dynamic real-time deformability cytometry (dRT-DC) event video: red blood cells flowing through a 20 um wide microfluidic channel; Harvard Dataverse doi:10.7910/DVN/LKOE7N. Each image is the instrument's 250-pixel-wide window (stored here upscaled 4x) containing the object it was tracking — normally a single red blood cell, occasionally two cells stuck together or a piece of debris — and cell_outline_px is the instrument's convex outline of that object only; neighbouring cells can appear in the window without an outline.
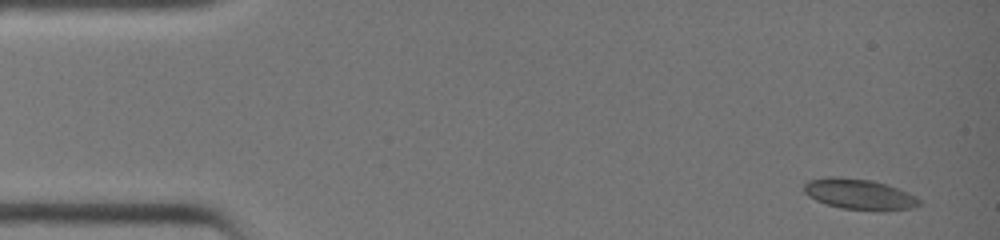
{"species": "common noctule bat (a hibernating species)", "species_latin": "Nyctalus noctula", "temperature_condition": "warm", "stored_images_in_passage": 2, "camera_frame_rate_fps": 3000, "um_per_image_px": 0.085, "animal": {"sex": "female", "body_mass_g": 19.0, "forearm_length_mm": 51.5}, "frame": {"image": 1, "passage_image": 1, "time_ms": 0.0, "image_size_px": [1000, 240], "cell_outline_px": [[920, 204], [912, 208], [880, 212], [840, 208], [816, 200], [808, 196], [804, 192], [804, 184], [808, 180], [828, 176], [840, 176], [872, 180], [888, 184], [908, 192], [916, 196], [920, 200]], "centroid_in_image_um": [73.05, 16.51], "position_along_channel_um": 11.9, "area_um2": 21.04}}